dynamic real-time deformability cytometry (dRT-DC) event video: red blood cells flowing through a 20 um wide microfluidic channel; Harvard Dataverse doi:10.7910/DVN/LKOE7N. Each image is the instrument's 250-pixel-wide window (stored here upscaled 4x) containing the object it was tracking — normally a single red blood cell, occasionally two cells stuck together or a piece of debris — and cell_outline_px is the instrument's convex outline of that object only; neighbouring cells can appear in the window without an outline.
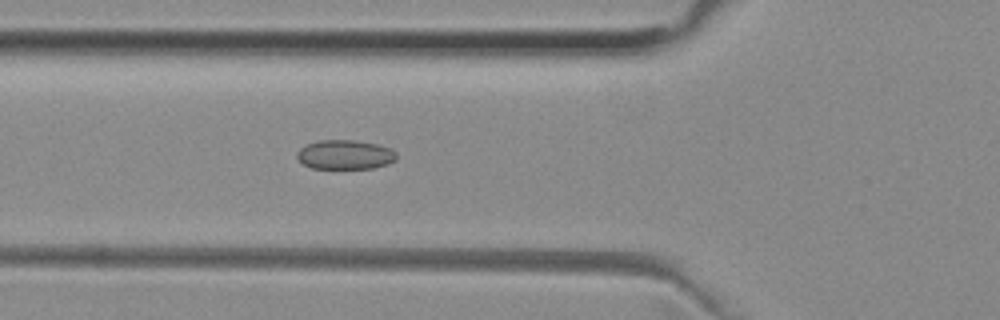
{"species": "common noctule bat (a hibernating species)", "species_latin": "Nyctalus noctula", "temperature_condition": "room temperature", "stored_images_in_passage": 40, "camera_frame_rate_fps": 3000, "um_per_image_px": 0.085, "animal": {"sex": "female", "body_mass_g": 29.2, "forearm_length_mm": 56.3}, "frame": {"image": 1, "passage_image": 18, "time_ms": 5.667, "image_size_px": [1000, 320], "cell_outline_px": [[396, 160], [388, 164], [372, 168], [312, 168], [304, 164], [296, 156], [296, 152], [304, 144], [320, 140], [356, 140], [376, 144], [392, 148], [396, 152]], "centroid_in_image_um": [29.33, 13.13], "position_along_channel_um": 96.5, "area_um2": 17.11}}
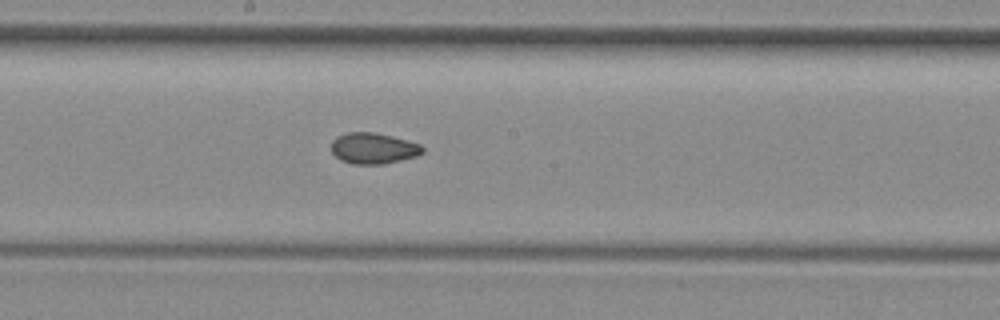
{"frame": {"image": 2, "passage_image": 27, "time_ms": 8.667, "image_size_px": [1000, 320], "cell_outline_px": [[424, 152], [416, 156], [384, 164], [352, 164], [340, 160], [332, 152], [332, 140], [336, 136], [348, 132], [372, 132], [392, 136], [420, 144], [424, 148]], "centroid_in_image_um": [31.72, 12.61], "position_along_channel_um": 216.5, "area_um2": 16.47}}
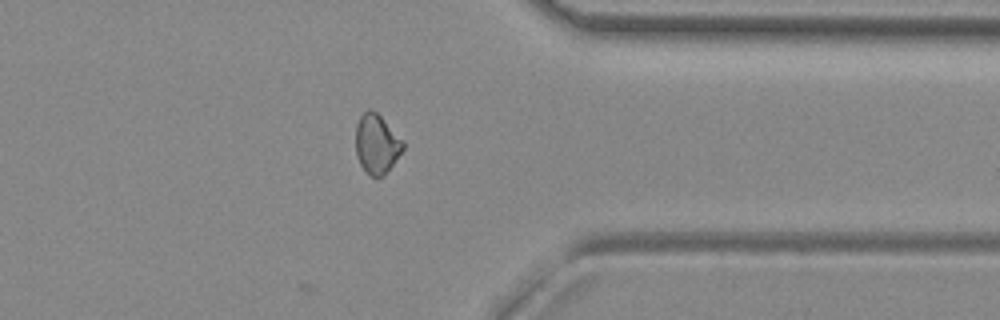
{"frame": {"image": 3, "passage_image": 40, "time_ms": 13.0, "image_size_px": [1000, 320], "cell_outline_px": [[404, 148], [384, 176], [372, 176], [360, 164], [356, 156], [356, 124], [360, 116], [368, 108], [372, 108], [404, 140]], "centroid_in_image_um": [32.02, 12.2], "position_along_channel_um": 379.4, "area_um2": 16.3}, "authors_computed_cell_mechanics": {"area_um2": 17.0221, "velocity_mm_per_s": 3.9822, "shape_relaxation_time_tau1_ms": null, "shape_relaxation_time_tau2_ms": 2.0421, "deformation_change_tau1": null, "deformation_change_tau2": 0.056}}